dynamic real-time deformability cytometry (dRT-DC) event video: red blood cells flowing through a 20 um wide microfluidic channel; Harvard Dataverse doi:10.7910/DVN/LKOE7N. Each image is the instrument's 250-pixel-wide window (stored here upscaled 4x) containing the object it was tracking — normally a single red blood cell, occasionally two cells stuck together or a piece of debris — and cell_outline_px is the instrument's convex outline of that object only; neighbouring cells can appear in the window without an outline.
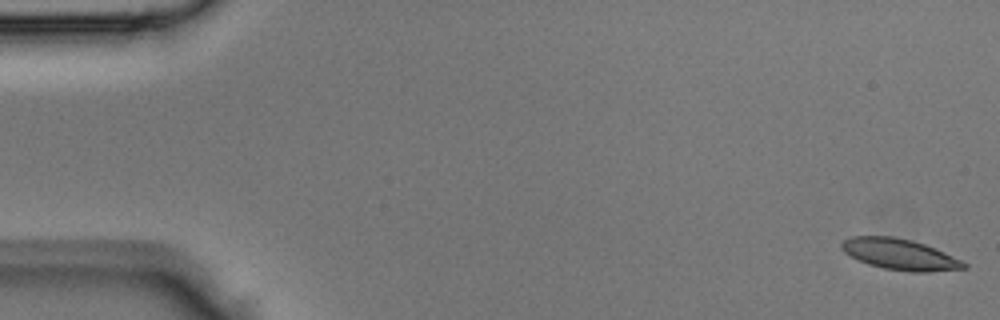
{"species": "Egyptian fruit bat (a non-hibernating species)", "species_latin": "Rousettus aegyptiacus", "temperature_condition": "room temperature", "stored_images_in_passage": 44, "camera_frame_rate_fps": 3000, "um_per_image_px": 0.085, "animal": {"sex": "male"}, "frame": {"image": 1, "passage_image": 1, "time_ms": 0.0, "image_size_px": [1000, 320], "cell_outline_px": [[968, 268], [928, 272], [912, 272], [884, 268], [868, 264], [844, 252], [840, 248], [840, 244], [844, 240], [852, 236], [892, 236], [912, 240], [924, 244], [944, 252], [968, 264]], "centroid_in_image_um": [76.48, 21.61], "position_along_channel_um": 8.5, "area_um2": 21.91}}
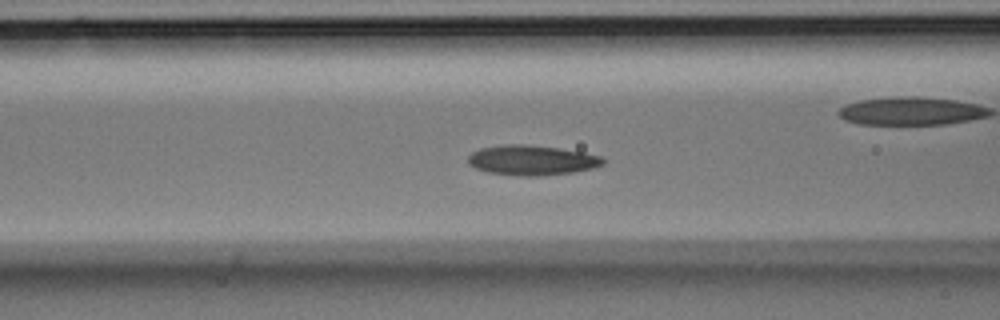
{"frame": {"image": 2, "passage_image": 17, "time_ms": 5.333, "image_size_px": [1000, 320], "cell_outline_px": [[604, 164], [592, 168], [572, 172], [540, 176], [520, 176], [488, 172], [476, 168], [468, 164], [468, 156], [472, 152], [480, 148], [504, 144], [528, 144], [560, 148], [584, 152], [600, 156], [604, 160]], "centroid_in_image_um": [45.19, 13.61], "position_along_channel_um": 121.4, "area_um2": 23.64}}
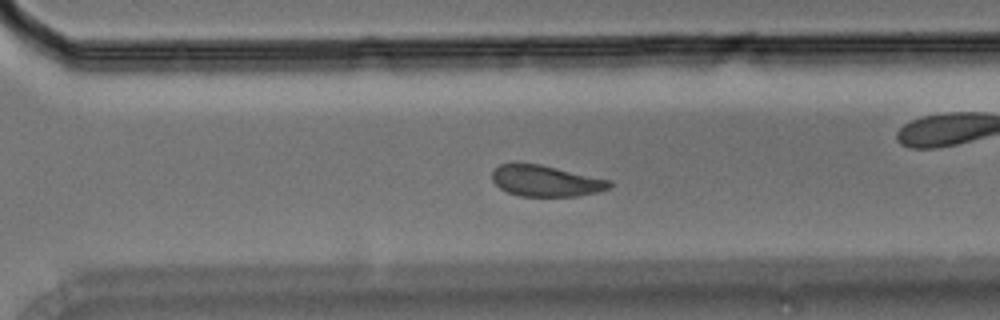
{"frame": {"image": 3, "passage_image": 30, "time_ms": 9.667, "image_size_px": [1000, 320], "cell_outline_px": [[612, 184], [608, 188], [600, 192], [576, 196], [520, 196], [508, 192], [500, 188], [492, 180], [492, 172], [500, 164], [512, 160], [520, 160], [540, 164], [612, 180]], "centroid_in_image_um": [46.35, 15.33], "position_along_channel_um": 324.2, "area_um2": 21.85}}